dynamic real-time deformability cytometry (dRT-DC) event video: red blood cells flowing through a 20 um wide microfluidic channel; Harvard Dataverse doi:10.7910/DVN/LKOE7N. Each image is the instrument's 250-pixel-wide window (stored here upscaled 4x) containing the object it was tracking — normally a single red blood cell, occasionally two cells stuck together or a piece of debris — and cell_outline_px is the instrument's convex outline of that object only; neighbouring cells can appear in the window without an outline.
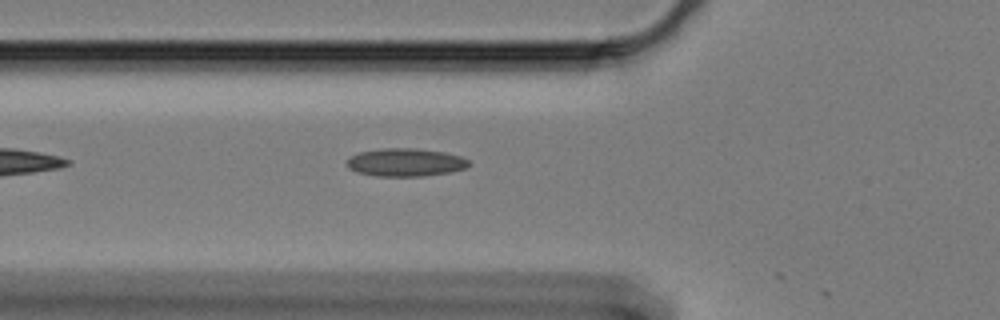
{"species": "Egyptian fruit bat (a non-hibernating species)", "species_latin": "Rousettus aegyptiacus", "temperature_condition": "cold", "stored_images_in_passage": 16, "camera_frame_rate_fps": 3000, "um_per_image_px": 0.085, "animal": {"sex": "female"}, "frame": {"image": 1, "passage_image": 3, "time_ms": 0.667, "image_size_px": [1000, 320], "cell_outline_px": [[472, 164], [464, 168], [448, 172], [420, 176], [376, 176], [360, 172], [348, 168], [348, 160], [352, 156], [360, 152], [380, 148], [416, 148], [444, 152], [460, 156], [468, 160]], "centroid_in_image_um": [34.48, 13.79], "position_along_channel_um": 91.3, "area_um2": 19.65}}
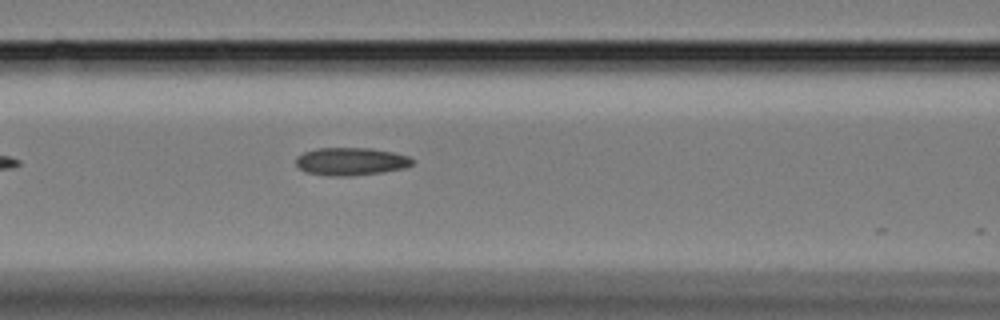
{"frame": {"image": 2, "passage_image": 7, "time_ms": 2.0, "image_size_px": [1000, 320], "cell_outline_px": [[412, 164], [404, 168], [380, 172], [348, 176], [328, 176], [304, 172], [296, 164], [296, 156], [304, 152], [316, 148], [372, 148], [392, 152], [408, 156], [412, 160]], "centroid_in_image_um": [29.77, 13.72], "position_along_channel_um": 136.8, "area_um2": 18.79}}
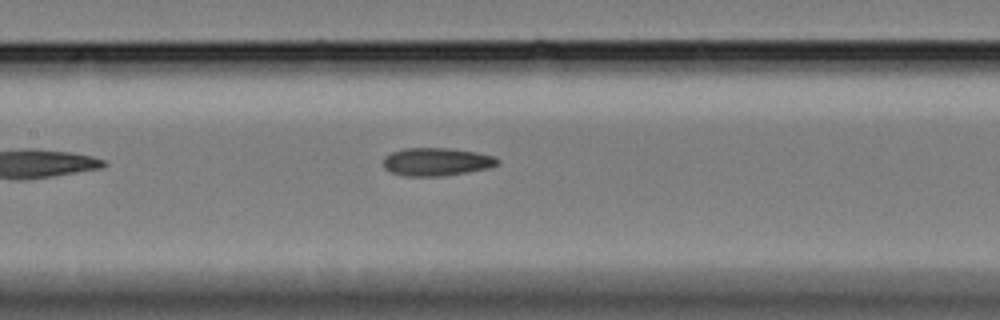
{"frame": {"image": 3, "passage_image": 10, "time_ms": 3.0, "image_size_px": [1000, 320], "cell_outline_px": [[500, 160], [496, 164], [488, 168], [468, 172], [444, 176], [404, 176], [392, 172], [384, 168], [384, 156], [392, 152], [404, 148], [448, 148], [476, 152], [492, 156]], "centroid_in_image_um": [37.08, 13.75], "position_along_channel_um": 170.3, "area_um2": 18.55}}